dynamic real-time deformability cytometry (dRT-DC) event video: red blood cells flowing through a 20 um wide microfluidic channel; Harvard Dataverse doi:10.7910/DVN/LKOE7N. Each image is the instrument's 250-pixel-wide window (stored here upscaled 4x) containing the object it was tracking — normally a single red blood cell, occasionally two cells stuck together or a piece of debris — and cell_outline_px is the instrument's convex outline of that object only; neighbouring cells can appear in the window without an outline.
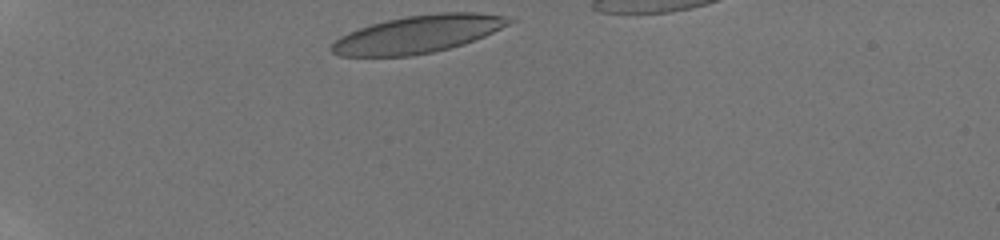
{"species": "human", "species_latin": "Homo sapiens", "temperature_condition": "room temperature", "stored_images_in_passage": 43, "camera_frame_rate_fps": 3000, "um_per_image_px": 0.085, "donor": {"sex": "male"}, "frame": {"image": 1, "passage_image": 1, "time_ms": 0.0, "image_size_px": [1000, 240], "cell_outline_px": [[516, 20], [484, 36], [464, 44], [432, 52], [412, 56], [340, 56], [332, 52], [328, 48], [340, 36], [348, 32], [372, 24], [388, 20], [408, 16], [440, 12], [476, 12], [504, 16]], "centroid_in_image_um": [35.51, 2.91], "position_along_channel_um": 49.5, "area_um2": 38.49}}
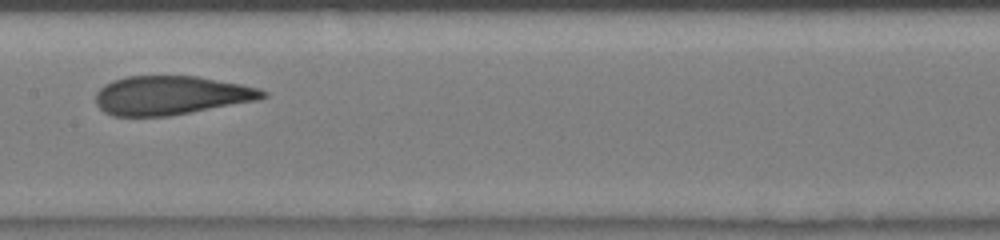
{"frame": {"image": 2, "passage_image": 17, "time_ms": 4.667, "image_size_px": [1000, 240], "cell_outline_px": [[268, 96], [256, 100], [168, 116], [112, 116], [104, 112], [96, 104], [96, 92], [104, 84], [112, 80], [128, 76], [196, 76], [240, 84], [260, 88], [268, 92]], "centroid_in_image_um": [14.5, 8.1], "position_along_channel_um": 192.9, "area_um2": 37.69}}
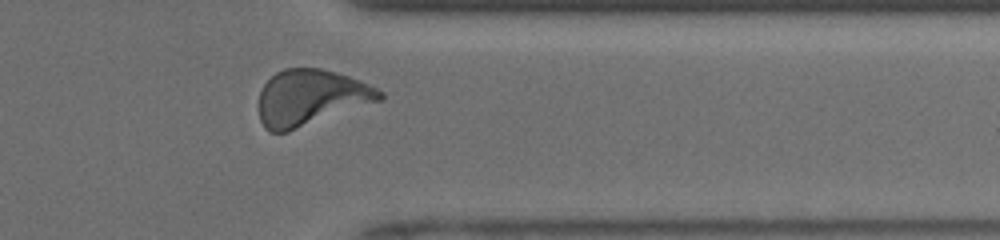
{"frame": {"image": 3, "passage_image": 39, "time_ms": 9.333, "image_size_px": [1000, 240], "cell_outline_px": [[384, 100], [288, 132], [272, 132], [264, 128], [260, 120], [260, 92], [264, 84], [276, 72], [284, 68], [320, 68], [348, 76], [360, 80], [384, 92]], "centroid_in_image_um": [26.45, 8.31], "position_along_channel_um": 385.0, "area_um2": 39.54}, "authors_computed_cell_mechanics": {"area_um2": 37.9746, "velocity_mm_per_s": 4.1356, "shape_relaxation_time_tau1_ms": 3.6888, "shape_relaxation_time_tau2_ms": 0.9013, "deformation_change_tau1": 0.1877, "deformation_change_tau2": 0.0931}}